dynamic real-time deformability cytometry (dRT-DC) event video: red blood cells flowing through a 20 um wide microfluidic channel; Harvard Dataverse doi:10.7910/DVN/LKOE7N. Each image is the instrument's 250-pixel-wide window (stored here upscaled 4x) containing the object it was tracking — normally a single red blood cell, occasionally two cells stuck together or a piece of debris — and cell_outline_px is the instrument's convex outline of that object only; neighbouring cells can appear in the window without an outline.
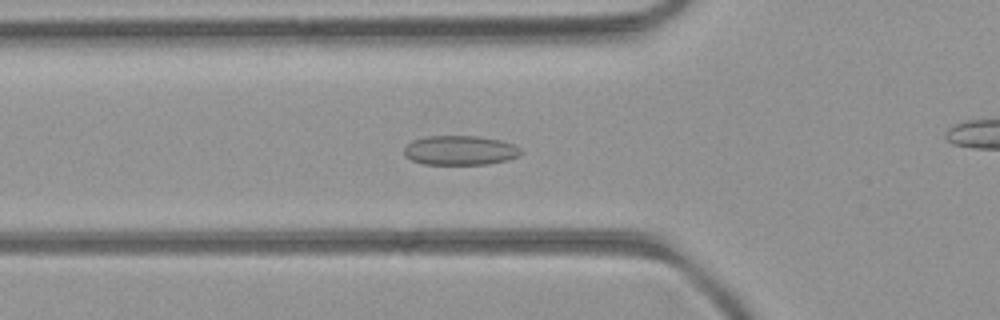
{"species": "common noctule bat (a hibernating species)", "species_latin": "Nyctalus noctula", "temperature_condition": "room temperature", "stored_images_in_passage": 45, "camera_frame_rate_fps": 3000, "um_per_image_px": 0.085, "animal": {"sex": "female", "body_mass_g": 21.9}, "frame": {"image": 1, "passage_image": 11, "time_ms": 3.333, "image_size_px": [1000, 320], "cell_outline_px": [[524, 152], [520, 156], [508, 160], [488, 164], [424, 164], [412, 160], [404, 156], [404, 148], [412, 140], [424, 136], [480, 136], [500, 140], [512, 144], [520, 148]], "centroid_in_image_um": [39.12, 12.78], "position_along_channel_um": 86.7, "area_um2": 20.23}}
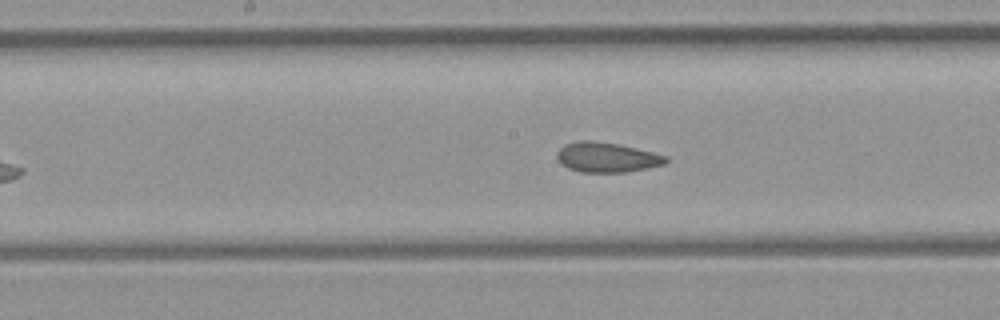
{"frame": {"image": 2, "passage_image": 19, "time_ms": 6.0, "image_size_px": [1000, 320], "cell_outline_px": [[668, 160], [664, 164], [648, 168], [628, 172], [580, 172], [568, 168], [560, 164], [556, 156], [556, 152], [564, 144], [580, 140], [592, 140], [620, 144], [668, 156]], "centroid_in_image_um": [51.55, 13.37], "position_along_channel_um": 196.6, "area_um2": 19.19}}
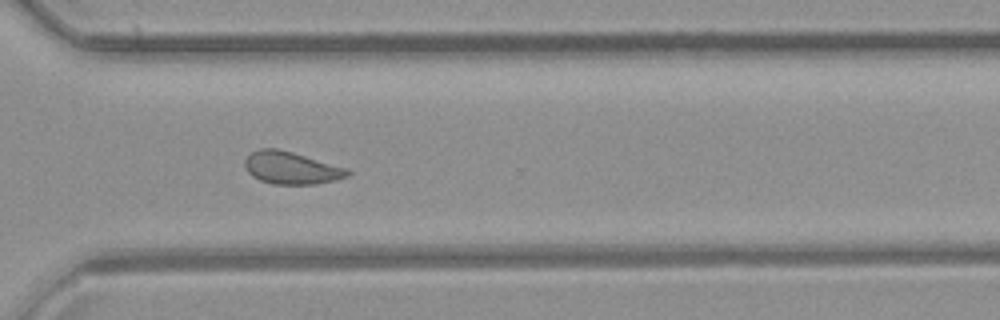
{"frame": {"image": 3, "passage_image": 30, "time_ms": 9.667, "image_size_px": [1000, 320], "cell_outline_px": [[352, 172], [348, 176], [336, 180], [316, 184], [272, 184], [260, 180], [252, 176], [248, 172], [244, 164], [244, 160], [252, 152], [260, 148], [276, 148], [292, 152], [348, 168]], "centroid_in_image_um": [24.77, 14.28], "position_along_channel_um": 345.8, "area_um2": 19.42}, "authors_computed_cell_mechanics": {"area_um2": 19.941, "velocity_mm_per_s": 4.0893, "shape_relaxation_time_tau1_ms": null, "shape_relaxation_time_tau2_ms": 1.9915, "deformation_change_tau1": null, "deformation_change_tau2": 0.0878}}